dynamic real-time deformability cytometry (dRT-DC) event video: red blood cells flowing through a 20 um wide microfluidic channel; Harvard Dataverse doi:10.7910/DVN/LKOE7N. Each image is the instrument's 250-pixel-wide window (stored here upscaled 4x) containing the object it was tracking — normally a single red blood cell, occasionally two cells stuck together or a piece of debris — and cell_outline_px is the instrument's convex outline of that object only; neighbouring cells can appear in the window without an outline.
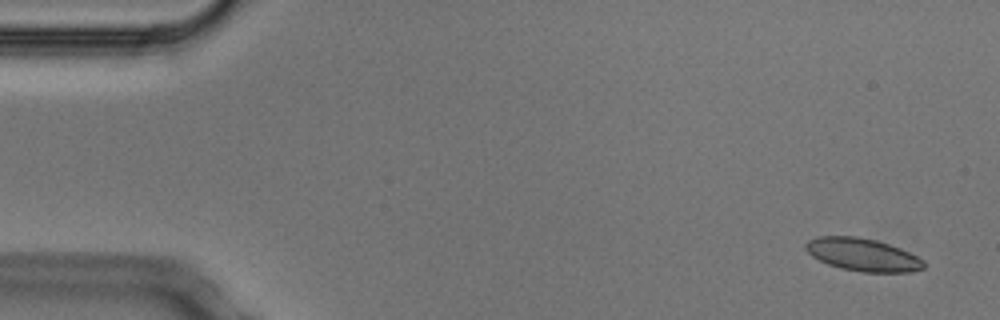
{"species": "Egyptian fruit bat (a non-hibernating species)", "species_latin": "Rousettus aegyptiacus", "temperature_condition": "cold", "stored_images_in_passage": 5, "camera_frame_rate_fps": 3000, "um_per_image_px": 0.085, "animal": {"sex": "male"}, "frame": {"image": 1, "passage_image": 1, "time_ms": 0.0, "image_size_px": [1000, 320], "cell_outline_px": [[924, 268], [908, 272], [860, 272], [840, 268], [828, 264], [812, 256], [804, 248], [804, 244], [808, 240], [816, 236], [856, 236], [876, 240], [900, 248], [924, 260]], "centroid_in_image_um": [73.29, 21.64], "position_along_channel_um": 11.7, "area_um2": 22.54}}
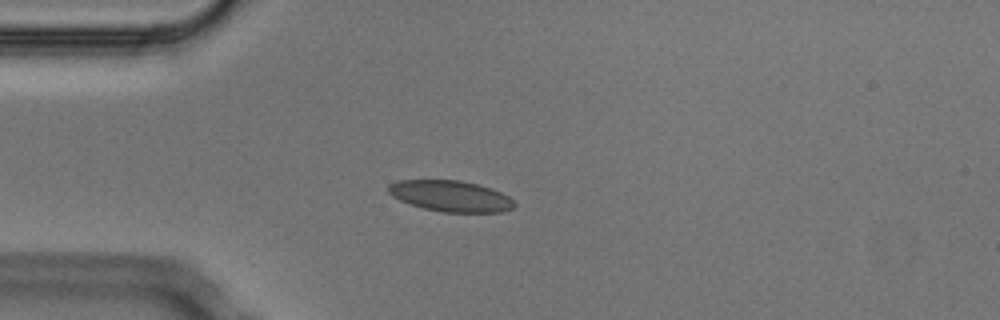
{"frame": {"image": 2, "passage_image": 4, "time_ms": 1.0, "image_size_px": [1000, 320], "cell_outline_px": [[516, 204], [512, 208], [504, 212], [444, 212], [424, 208], [400, 200], [392, 196], [388, 192], [388, 184], [396, 180], [460, 180], [492, 188], [508, 196]], "centroid_in_image_um": [38.3, 16.66], "position_along_channel_um": 46.7, "area_um2": 22.72}}